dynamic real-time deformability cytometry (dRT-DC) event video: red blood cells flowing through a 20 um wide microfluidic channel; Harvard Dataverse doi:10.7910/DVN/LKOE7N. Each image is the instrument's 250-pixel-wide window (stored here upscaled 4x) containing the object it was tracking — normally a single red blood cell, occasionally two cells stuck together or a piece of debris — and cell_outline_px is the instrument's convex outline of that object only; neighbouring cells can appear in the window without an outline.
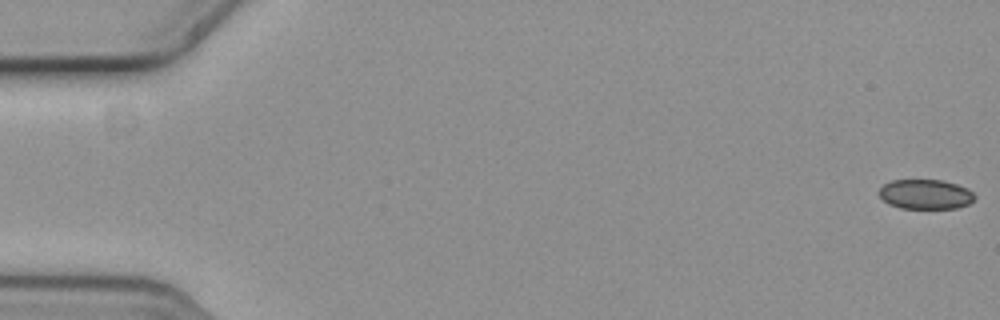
{"species": "common noctule bat (a hibernating species)", "species_latin": "Nyctalus noctula", "temperature_condition": "cold", "stored_images_in_passage": 58, "camera_frame_rate_fps": 3000, "um_per_image_px": 0.085, "animal": {"sex": "female", "body_mass_g": 19.3, "forearm_length_mm": 54.1}, "frame": {"image": 1, "passage_image": 1, "time_ms": 0.0, "image_size_px": [1000, 320], "cell_outline_px": [[976, 196], [968, 204], [956, 208], [900, 208], [888, 204], [880, 196], [880, 188], [884, 184], [892, 180], [944, 180], [968, 188]], "centroid_in_image_um": [78.67, 16.51], "position_along_channel_um": 6.3, "area_um2": 16.47}}
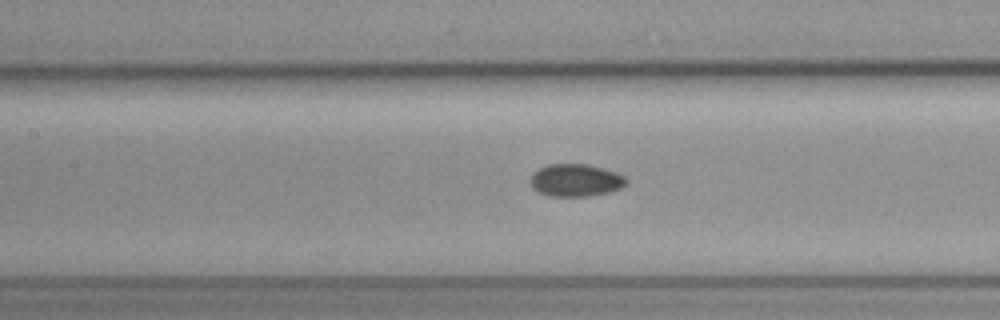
{"frame": {"image": 2, "passage_image": 27, "time_ms": 8.667, "image_size_px": [1000, 320], "cell_outline_px": [[628, 184], [620, 188], [608, 192], [588, 196], [548, 196], [532, 188], [528, 180], [540, 168], [548, 164], [588, 164], [604, 168], [616, 172], [624, 176], [628, 180]], "centroid_in_image_um": [48.95, 15.32], "position_along_channel_um": 158.5, "area_um2": 18.21}}
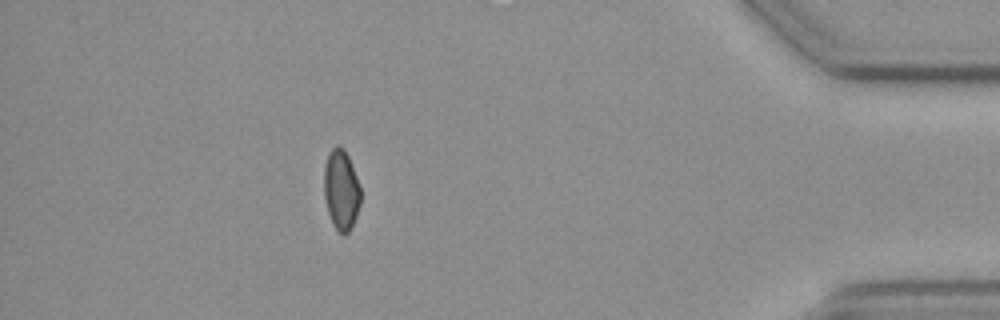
{"frame": {"image": 3, "passage_image": 52, "time_ms": 17.0, "image_size_px": [1000, 320], "cell_outline_px": [[360, 204], [356, 216], [348, 232], [344, 236], [332, 224], [328, 212], [324, 196], [324, 168], [328, 156], [332, 148], [336, 144], [344, 148], [348, 156], [356, 176], [360, 188]], "centroid_in_image_um": [28.99, 16.13], "position_along_channel_um": 406.2, "area_um2": 16.94}, "authors_computed_cell_mechanics": {"area_um2": 17.8313, "velocity_mm_per_s": 3.6091, "shape_relaxation_time_tau1_ms": 3.9082, "shape_relaxation_time_tau2_ms": 4.8032, "deformation_change_tau1": 0.0658, "deformation_change_tau2": 0.0729}}